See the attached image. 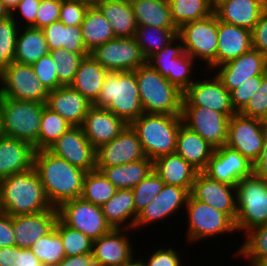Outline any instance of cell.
Here are the masks:
<instances>
[{
	"label": "cell",
	"mask_w": 267,
	"mask_h": 266,
	"mask_svg": "<svg viewBox=\"0 0 267 266\" xmlns=\"http://www.w3.org/2000/svg\"><path fill=\"white\" fill-rule=\"evenodd\" d=\"M48 54L49 49L42 29L34 27H21L19 29L14 61L32 65Z\"/></svg>",
	"instance_id": "836d02e7"
},
{
	"label": "cell",
	"mask_w": 267,
	"mask_h": 266,
	"mask_svg": "<svg viewBox=\"0 0 267 266\" xmlns=\"http://www.w3.org/2000/svg\"><path fill=\"white\" fill-rule=\"evenodd\" d=\"M144 113L181 116L184 93L145 62L135 70Z\"/></svg>",
	"instance_id": "277c9868"
},
{
	"label": "cell",
	"mask_w": 267,
	"mask_h": 266,
	"mask_svg": "<svg viewBox=\"0 0 267 266\" xmlns=\"http://www.w3.org/2000/svg\"><path fill=\"white\" fill-rule=\"evenodd\" d=\"M90 55L109 72L134 71L146 62L134 37H115L96 47Z\"/></svg>",
	"instance_id": "7c38bea8"
},
{
	"label": "cell",
	"mask_w": 267,
	"mask_h": 266,
	"mask_svg": "<svg viewBox=\"0 0 267 266\" xmlns=\"http://www.w3.org/2000/svg\"><path fill=\"white\" fill-rule=\"evenodd\" d=\"M117 191V188L98 170L86 172L81 197L97 206L106 203Z\"/></svg>",
	"instance_id": "60d3db41"
},
{
	"label": "cell",
	"mask_w": 267,
	"mask_h": 266,
	"mask_svg": "<svg viewBox=\"0 0 267 266\" xmlns=\"http://www.w3.org/2000/svg\"><path fill=\"white\" fill-rule=\"evenodd\" d=\"M0 266H45L30 248H0Z\"/></svg>",
	"instance_id": "f907efd6"
},
{
	"label": "cell",
	"mask_w": 267,
	"mask_h": 266,
	"mask_svg": "<svg viewBox=\"0 0 267 266\" xmlns=\"http://www.w3.org/2000/svg\"><path fill=\"white\" fill-rule=\"evenodd\" d=\"M146 157L136 132L128 125L116 138L96 149V170L136 162Z\"/></svg>",
	"instance_id": "2e32d148"
},
{
	"label": "cell",
	"mask_w": 267,
	"mask_h": 266,
	"mask_svg": "<svg viewBox=\"0 0 267 266\" xmlns=\"http://www.w3.org/2000/svg\"><path fill=\"white\" fill-rule=\"evenodd\" d=\"M267 112V74L262 78V82L255 95L249 100L247 105L239 112L243 116L262 119Z\"/></svg>",
	"instance_id": "11a10c76"
},
{
	"label": "cell",
	"mask_w": 267,
	"mask_h": 266,
	"mask_svg": "<svg viewBox=\"0 0 267 266\" xmlns=\"http://www.w3.org/2000/svg\"><path fill=\"white\" fill-rule=\"evenodd\" d=\"M177 36L189 56L202 59L207 69L214 71L218 45V18L214 12L206 18L183 24L178 28Z\"/></svg>",
	"instance_id": "ba28073f"
},
{
	"label": "cell",
	"mask_w": 267,
	"mask_h": 266,
	"mask_svg": "<svg viewBox=\"0 0 267 266\" xmlns=\"http://www.w3.org/2000/svg\"><path fill=\"white\" fill-rule=\"evenodd\" d=\"M252 46L267 57V9L252 29Z\"/></svg>",
	"instance_id": "94428289"
},
{
	"label": "cell",
	"mask_w": 267,
	"mask_h": 266,
	"mask_svg": "<svg viewBox=\"0 0 267 266\" xmlns=\"http://www.w3.org/2000/svg\"><path fill=\"white\" fill-rule=\"evenodd\" d=\"M1 111H2V96L0 94V131H1Z\"/></svg>",
	"instance_id": "34e18365"
},
{
	"label": "cell",
	"mask_w": 267,
	"mask_h": 266,
	"mask_svg": "<svg viewBox=\"0 0 267 266\" xmlns=\"http://www.w3.org/2000/svg\"><path fill=\"white\" fill-rule=\"evenodd\" d=\"M94 107L106 108L128 125L143 113L134 71L108 72Z\"/></svg>",
	"instance_id": "3957f363"
},
{
	"label": "cell",
	"mask_w": 267,
	"mask_h": 266,
	"mask_svg": "<svg viewBox=\"0 0 267 266\" xmlns=\"http://www.w3.org/2000/svg\"><path fill=\"white\" fill-rule=\"evenodd\" d=\"M2 97L46 104L49 91L40 82L31 65L13 61L0 72Z\"/></svg>",
	"instance_id": "30bf717a"
},
{
	"label": "cell",
	"mask_w": 267,
	"mask_h": 266,
	"mask_svg": "<svg viewBox=\"0 0 267 266\" xmlns=\"http://www.w3.org/2000/svg\"><path fill=\"white\" fill-rule=\"evenodd\" d=\"M57 210L58 218L65 225L79 230L93 241L112 229L105 220L102 208L82 197L64 202Z\"/></svg>",
	"instance_id": "8fae6325"
},
{
	"label": "cell",
	"mask_w": 267,
	"mask_h": 266,
	"mask_svg": "<svg viewBox=\"0 0 267 266\" xmlns=\"http://www.w3.org/2000/svg\"><path fill=\"white\" fill-rule=\"evenodd\" d=\"M126 231V232H125ZM128 229H111L93 241V258L99 266H122L134 257ZM125 233V234H124Z\"/></svg>",
	"instance_id": "7402d4cb"
},
{
	"label": "cell",
	"mask_w": 267,
	"mask_h": 266,
	"mask_svg": "<svg viewBox=\"0 0 267 266\" xmlns=\"http://www.w3.org/2000/svg\"><path fill=\"white\" fill-rule=\"evenodd\" d=\"M252 48V31L218 20L216 66L238 58Z\"/></svg>",
	"instance_id": "83f0119b"
},
{
	"label": "cell",
	"mask_w": 267,
	"mask_h": 266,
	"mask_svg": "<svg viewBox=\"0 0 267 266\" xmlns=\"http://www.w3.org/2000/svg\"><path fill=\"white\" fill-rule=\"evenodd\" d=\"M122 266H145L142 259H135L134 257Z\"/></svg>",
	"instance_id": "a7ac6f4b"
},
{
	"label": "cell",
	"mask_w": 267,
	"mask_h": 266,
	"mask_svg": "<svg viewBox=\"0 0 267 266\" xmlns=\"http://www.w3.org/2000/svg\"><path fill=\"white\" fill-rule=\"evenodd\" d=\"M213 78V79H212ZM198 79L184 92L182 107H203L224 113L231 117L237 112L231 103V93L216 76Z\"/></svg>",
	"instance_id": "e0dca14e"
},
{
	"label": "cell",
	"mask_w": 267,
	"mask_h": 266,
	"mask_svg": "<svg viewBox=\"0 0 267 266\" xmlns=\"http://www.w3.org/2000/svg\"><path fill=\"white\" fill-rule=\"evenodd\" d=\"M190 195L194 199L228 214L236 221V188L234 186L213 180L203 172H198Z\"/></svg>",
	"instance_id": "ffe728a7"
},
{
	"label": "cell",
	"mask_w": 267,
	"mask_h": 266,
	"mask_svg": "<svg viewBox=\"0 0 267 266\" xmlns=\"http://www.w3.org/2000/svg\"><path fill=\"white\" fill-rule=\"evenodd\" d=\"M88 8L83 0H62L59 21L66 26H81Z\"/></svg>",
	"instance_id": "db71d44e"
},
{
	"label": "cell",
	"mask_w": 267,
	"mask_h": 266,
	"mask_svg": "<svg viewBox=\"0 0 267 266\" xmlns=\"http://www.w3.org/2000/svg\"><path fill=\"white\" fill-rule=\"evenodd\" d=\"M179 253L173 248H162L152 252V255L143 263L145 266H183Z\"/></svg>",
	"instance_id": "91938a15"
},
{
	"label": "cell",
	"mask_w": 267,
	"mask_h": 266,
	"mask_svg": "<svg viewBox=\"0 0 267 266\" xmlns=\"http://www.w3.org/2000/svg\"><path fill=\"white\" fill-rule=\"evenodd\" d=\"M89 7H97L102 3L112 0H83Z\"/></svg>",
	"instance_id": "89a4df30"
},
{
	"label": "cell",
	"mask_w": 267,
	"mask_h": 266,
	"mask_svg": "<svg viewBox=\"0 0 267 266\" xmlns=\"http://www.w3.org/2000/svg\"><path fill=\"white\" fill-rule=\"evenodd\" d=\"M55 228L61 236L65 256H76L93 252V240L79 230L65 225L59 218Z\"/></svg>",
	"instance_id": "ee69618b"
},
{
	"label": "cell",
	"mask_w": 267,
	"mask_h": 266,
	"mask_svg": "<svg viewBox=\"0 0 267 266\" xmlns=\"http://www.w3.org/2000/svg\"><path fill=\"white\" fill-rule=\"evenodd\" d=\"M209 1H210L211 6L214 9L220 2H222L224 0H209Z\"/></svg>",
	"instance_id": "753ad0ef"
},
{
	"label": "cell",
	"mask_w": 267,
	"mask_h": 266,
	"mask_svg": "<svg viewBox=\"0 0 267 266\" xmlns=\"http://www.w3.org/2000/svg\"><path fill=\"white\" fill-rule=\"evenodd\" d=\"M137 26L177 28L172 21L168 0H130Z\"/></svg>",
	"instance_id": "d590c367"
},
{
	"label": "cell",
	"mask_w": 267,
	"mask_h": 266,
	"mask_svg": "<svg viewBox=\"0 0 267 266\" xmlns=\"http://www.w3.org/2000/svg\"><path fill=\"white\" fill-rule=\"evenodd\" d=\"M185 53L181 39L176 36L161 51L151 55L146 62L158 71L162 77L167 78L172 73L173 59L181 57Z\"/></svg>",
	"instance_id": "7dc6e473"
},
{
	"label": "cell",
	"mask_w": 267,
	"mask_h": 266,
	"mask_svg": "<svg viewBox=\"0 0 267 266\" xmlns=\"http://www.w3.org/2000/svg\"><path fill=\"white\" fill-rule=\"evenodd\" d=\"M54 208L66 201L81 197L86 171L73 166L48 149L35 151L34 165Z\"/></svg>",
	"instance_id": "6da1fadb"
},
{
	"label": "cell",
	"mask_w": 267,
	"mask_h": 266,
	"mask_svg": "<svg viewBox=\"0 0 267 266\" xmlns=\"http://www.w3.org/2000/svg\"><path fill=\"white\" fill-rule=\"evenodd\" d=\"M153 170L167 185L191 191L198 171L176 153L158 157L153 161Z\"/></svg>",
	"instance_id": "f546056e"
},
{
	"label": "cell",
	"mask_w": 267,
	"mask_h": 266,
	"mask_svg": "<svg viewBox=\"0 0 267 266\" xmlns=\"http://www.w3.org/2000/svg\"><path fill=\"white\" fill-rule=\"evenodd\" d=\"M266 9L267 4L263 0H224L213 12L224 23L252 31Z\"/></svg>",
	"instance_id": "4316f807"
},
{
	"label": "cell",
	"mask_w": 267,
	"mask_h": 266,
	"mask_svg": "<svg viewBox=\"0 0 267 266\" xmlns=\"http://www.w3.org/2000/svg\"><path fill=\"white\" fill-rule=\"evenodd\" d=\"M216 76L223 86L231 92L247 79L267 74V57L256 49L243 53L238 58L216 66ZM219 69V70H218Z\"/></svg>",
	"instance_id": "d6986e66"
},
{
	"label": "cell",
	"mask_w": 267,
	"mask_h": 266,
	"mask_svg": "<svg viewBox=\"0 0 267 266\" xmlns=\"http://www.w3.org/2000/svg\"><path fill=\"white\" fill-rule=\"evenodd\" d=\"M41 0H21L18 5L12 10L10 15L16 21L19 19L18 15L23 17L26 23L21 24L20 27H34L35 28V21L37 16V11L39 9ZM16 13L18 15H16ZM17 16V18H16Z\"/></svg>",
	"instance_id": "680465c9"
},
{
	"label": "cell",
	"mask_w": 267,
	"mask_h": 266,
	"mask_svg": "<svg viewBox=\"0 0 267 266\" xmlns=\"http://www.w3.org/2000/svg\"><path fill=\"white\" fill-rule=\"evenodd\" d=\"M3 3V6L9 11V13L12 12V10L18 5V3L21 0H0Z\"/></svg>",
	"instance_id": "003e7915"
},
{
	"label": "cell",
	"mask_w": 267,
	"mask_h": 266,
	"mask_svg": "<svg viewBox=\"0 0 267 266\" xmlns=\"http://www.w3.org/2000/svg\"><path fill=\"white\" fill-rule=\"evenodd\" d=\"M182 123L181 116L143 113L129 125L136 132L147 158L154 161L175 153Z\"/></svg>",
	"instance_id": "5b68a950"
},
{
	"label": "cell",
	"mask_w": 267,
	"mask_h": 266,
	"mask_svg": "<svg viewBox=\"0 0 267 266\" xmlns=\"http://www.w3.org/2000/svg\"><path fill=\"white\" fill-rule=\"evenodd\" d=\"M53 208L34 167L0 180V211L13 217Z\"/></svg>",
	"instance_id": "7a4b0ae2"
},
{
	"label": "cell",
	"mask_w": 267,
	"mask_h": 266,
	"mask_svg": "<svg viewBox=\"0 0 267 266\" xmlns=\"http://www.w3.org/2000/svg\"><path fill=\"white\" fill-rule=\"evenodd\" d=\"M108 72L91 55H88L80 61L70 86L93 104L101 93Z\"/></svg>",
	"instance_id": "1f68e13d"
},
{
	"label": "cell",
	"mask_w": 267,
	"mask_h": 266,
	"mask_svg": "<svg viewBox=\"0 0 267 266\" xmlns=\"http://www.w3.org/2000/svg\"><path fill=\"white\" fill-rule=\"evenodd\" d=\"M236 229L245 234L253 227L267 224V180L254 174L236 185Z\"/></svg>",
	"instance_id": "52a82bcc"
},
{
	"label": "cell",
	"mask_w": 267,
	"mask_h": 266,
	"mask_svg": "<svg viewBox=\"0 0 267 266\" xmlns=\"http://www.w3.org/2000/svg\"><path fill=\"white\" fill-rule=\"evenodd\" d=\"M178 33V28L138 26L134 35L140 50L147 60L155 52L161 51Z\"/></svg>",
	"instance_id": "74e56055"
},
{
	"label": "cell",
	"mask_w": 267,
	"mask_h": 266,
	"mask_svg": "<svg viewBox=\"0 0 267 266\" xmlns=\"http://www.w3.org/2000/svg\"><path fill=\"white\" fill-rule=\"evenodd\" d=\"M164 185V181L153 170L146 178L132 188L134 194L133 200L136 208V219L138 213L161 192Z\"/></svg>",
	"instance_id": "c3c4849f"
},
{
	"label": "cell",
	"mask_w": 267,
	"mask_h": 266,
	"mask_svg": "<svg viewBox=\"0 0 267 266\" xmlns=\"http://www.w3.org/2000/svg\"><path fill=\"white\" fill-rule=\"evenodd\" d=\"M265 75H257L247 79L241 86L232 90L231 103L234 110L239 113L249 102V100L255 95V92L261 85L262 78Z\"/></svg>",
	"instance_id": "f5cc1de1"
},
{
	"label": "cell",
	"mask_w": 267,
	"mask_h": 266,
	"mask_svg": "<svg viewBox=\"0 0 267 266\" xmlns=\"http://www.w3.org/2000/svg\"><path fill=\"white\" fill-rule=\"evenodd\" d=\"M30 249L45 266H57L65 257L61 236L56 228L38 239Z\"/></svg>",
	"instance_id": "7bdbcfd3"
},
{
	"label": "cell",
	"mask_w": 267,
	"mask_h": 266,
	"mask_svg": "<svg viewBox=\"0 0 267 266\" xmlns=\"http://www.w3.org/2000/svg\"><path fill=\"white\" fill-rule=\"evenodd\" d=\"M260 266H267V261L262 263Z\"/></svg>",
	"instance_id": "11e5206c"
},
{
	"label": "cell",
	"mask_w": 267,
	"mask_h": 266,
	"mask_svg": "<svg viewBox=\"0 0 267 266\" xmlns=\"http://www.w3.org/2000/svg\"><path fill=\"white\" fill-rule=\"evenodd\" d=\"M9 11L3 6V3L0 1V20L9 16Z\"/></svg>",
	"instance_id": "2644e50d"
},
{
	"label": "cell",
	"mask_w": 267,
	"mask_h": 266,
	"mask_svg": "<svg viewBox=\"0 0 267 266\" xmlns=\"http://www.w3.org/2000/svg\"><path fill=\"white\" fill-rule=\"evenodd\" d=\"M49 51L61 49L64 43V24L61 21L53 22L43 29Z\"/></svg>",
	"instance_id": "6125c7cd"
},
{
	"label": "cell",
	"mask_w": 267,
	"mask_h": 266,
	"mask_svg": "<svg viewBox=\"0 0 267 266\" xmlns=\"http://www.w3.org/2000/svg\"><path fill=\"white\" fill-rule=\"evenodd\" d=\"M71 127L58 113L53 112L45 106L40 123L38 150L48 149Z\"/></svg>",
	"instance_id": "b9f144b4"
},
{
	"label": "cell",
	"mask_w": 267,
	"mask_h": 266,
	"mask_svg": "<svg viewBox=\"0 0 267 266\" xmlns=\"http://www.w3.org/2000/svg\"><path fill=\"white\" fill-rule=\"evenodd\" d=\"M153 171V161L144 158L123 165L104 167L101 172L117 189H132Z\"/></svg>",
	"instance_id": "e575fe53"
},
{
	"label": "cell",
	"mask_w": 267,
	"mask_h": 266,
	"mask_svg": "<svg viewBox=\"0 0 267 266\" xmlns=\"http://www.w3.org/2000/svg\"><path fill=\"white\" fill-rule=\"evenodd\" d=\"M181 117L185 126L215 149L226 145L230 119L228 115L203 107H182Z\"/></svg>",
	"instance_id": "5bb4252c"
},
{
	"label": "cell",
	"mask_w": 267,
	"mask_h": 266,
	"mask_svg": "<svg viewBox=\"0 0 267 266\" xmlns=\"http://www.w3.org/2000/svg\"><path fill=\"white\" fill-rule=\"evenodd\" d=\"M245 241L236 251L238 258L249 260L250 266H260L267 261V224L253 227L245 234Z\"/></svg>",
	"instance_id": "f35d334b"
},
{
	"label": "cell",
	"mask_w": 267,
	"mask_h": 266,
	"mask_svg": "<svg viewBox=\"0 0 267 266\" xmlns=\"http://www.w3.org/2000/svg\"><path fill=\"white\" fill-rule=\"evenodd\" d=\"M188 216L187 242H199L201 239L237 231L235 221L226 213L200 202L189 195L184 207Z\"/></svg>",
	"instance_id": "9c48e42d"
},
{
	"label": "cell",
	"mask_w": 267,
	"mask_h": 266,
	"mask_svg": "<svg viewBox=\"0 0 267 266\" xmlns=\"http://www.w3.org/2000/svg\"><path fill=\"white\" fill-rule=\"evenodd\" d=\"M209 178L236 187L237 183L253 174V163L227 145L214 150L206 169Z\"/></svg>",
	"instance_id": "ac0fdd59"
},
{
	"label": "cell",
	"mask_w": 267,
	"mask_h": 266,
	"mask_svg": "<svg viewBox=\"0 0 267 266\" xmlns=\"http://www.w3.org/2000/svg\"><path fill=\"white\" fill-rule=\"evenodd\" d=\"M58 75V81L63 86L70 85L78 70L80 61L84 58L80 53L71 52L64 48L49 51Z\"/></svg>",
	"instance_id": "bcb514c9"
},
{
	"label": "cell",
	"mask_w": 267,
	"mask_h": 266,
	"mask_svg": "<svg viewBox=\"0 0 267 266\" xmlns=\"http://www.w3.org/2000/svg\"><path fill=\"white\" fill-rule=\"evenodd\" d=\"M128 124L106 108L92 106L82 128L89 142L97 149L116 138Z\"/></svg>",
	"instance_id": "d4e9b609"
},
{
	"label": "cell",
	"mask_w": 267,
	"mask_h": 266,
	"mask_svg": "<svg viewBox=\"0 0 267 266\" xmlns=\"http://www.w3.org/2000/svg\"><path fill=\"white\" fill-rule=\"evenodd\" d=\"M31 66L37 78L48 91H52L59 88L60 86H63L58 81L55 63L52 60L50 54L43 56Z\"/></svg>",
	"instance_id": "816d5d0a"
},
{
	"label": "cell",
	"mask_w": 267,
	"mask_h": 266,
	"mask_svg": "<svg viewBox=\"0 0 267 266\" xmlns=\"http://www.w3.org/2000/svg\"><path fill=\"white\" fill-rule=\"evenodd\" d=\"M261 123L264 126V128L267 130V112L266 114L262 117Z\"/></svg>",
	"instance_id": "8c879c8a"
},
{
	"label": "cell",
	"mask_w": 267,
	"mask_h": 266,
	"mask_svg": "<svg viewBox=\"0 0 267 266\" xmlns=\"http://www.w3.org/2000/svg\"><path fill=\"white\" fill-rule=\"evenodd\" d=\"M46 104L2 97L0 134L31 144L38 151L42 113Z\"/></svg>",
	"instance_id": "8992f818"
},
{
	"label": "cell",
	"mask_w": 267,
	"mask_h": 266,
	"mask_svg": "<svg viewBox=\"0 0 267 266\" xmlns=\"http://www.w3.org/2000/svg\"><path fill=\"white\" fill-rule=\"evenodd\" d=\"M62 0H41L37 11L35 28L43 29L59 21Z\"/></svg>",
	"instance_id": "9f6ffc18"
},
{
	"label": "cell",
	"mask_w": 267,
	"mask_h": 266,
	"mask_svg": "<svg viewBox=\"0 0 267 266\" xmlns=\"http://www.w3.org/2000/svg\"><path fill=\"white\" fill-rule=\"evenodd\" d=\"M97 8L111 24L115 37H134L138 26L130 0H112Z\"/></svg>",
	"instance_id": "d6a6232c"
},
{
	"label": "cell",
	"mask_w": 267,
	"mask_h": 266,
	"mask_svg": "<svg viewBox=\"0 0 267 266\" xmlns=\"http://www.w3.org/2000/svg\"><path fill=\"white\" fill-rule=\"evenodd\" d=\"M19 24L11 15L0 20V72L14 61Z\"/></svg>",
	"instance_id": "f6af8a7d"
},
{
	"label": "cell",
	"mask_w": 267,
	"mask_h": 266,
	"mask_svg": "<svg viewBox=\"0 0 267 266\" xmlns=\"http://www.w3.org/2000/svg\"><path fill=\"white\" fill-rule=\"evenodd\" d=\"M266 133L261 119L236 113L229 119L226 145L254 163L261 153Z\"/></svg>",
	"instance_id": "4fadbf2b"
},
{
	"label": "cell",
	"mask_w": 267,
	"mask_h": 266,
	"mask_svg": "<svg viewBox=\"0 0 267 266\" xmlns=\"http://www.w3.org/2000/svg\"><path fill=\"white\" fill-rule=\"evenodd\" d=\"M57 219V208L36 214L13 216L15 246L30 248L38 239L55 228Z\"/></svg>",
	"instance_id": "603a6c76"
},
{
	"label": "cell",
	"mask_w": 267,
	"mask_h": 266,
	"mask_svg": "<svg viewBox=\"0 0 267 266\" xmlns=\"http://www.w3.org/2000/svg\"><path fill=\"white\" fill-rule=\"evenodd\" d=\"M48 150L86 172L96 170V148L85 136L82 126H72Z\"/></svg>",
	"instance_id": "9a60e30c"
},
{
	"label": "cell",
	"mask_w": 267,
	"mask_h": 266,
	"mask_svg": "<svg viewBox=\"0 0 267 266\" xmlns=\"http://www.w3.org/2000/svg\"><path fill=\"white\" fill-rule=\"evenodd\" d=\"M253 174L267 180V133L258 159L253 163Z\"/></svg>",
	"instance_id": "03108f58"
},
{
	"label": "cell",
	"mask_w": 267,
	"mask_h": 266,
	"mask_svg": "<svg viewBox=\"0 0 267 266\" xmlns=\"http://www.w3.org/2000/svg\"><path fill=\"white\" fill-rule=\"evenodd\" d=\"M82 37L87 51L115 38L109 21L97 7H89L81 24Z\"/></svg>",
	"instance_id": "8d00e7d4"
},
{
	"label": "cell",
	"mask_w": 267,
	"mask_h": 266,
	"mask_svg": "<svg viewBox=\"0 0 267 266\" xmlns=\"http://www.w3.org/2000/svg\"><path fill=\"white\" fill-rule=\"evenodd\" d=\"M194 58L185 53L173 59L172 73L166 78L183 93L195 82L191 78V68L196 64Z\"/></svg>",
	"instance_id": "681fc988"
},
{
	"label": "cell",
	"mask_w": 267,
	"mask_h": 266,
	"mask_svg": "<svg viewBox=\"0 0 267 266\" xmlns=\"http://www.w3.org/2000/svg\"><path fill=\"white\" fill-rule=\"evenodd\" d=\"M93 104L70 85L49 91L46 107L58 113L71 126H82Z\"/></svg>",
	"instance_id": "cb8c5ba5"
},
{
	"label": "cell",
	"mask_w": 267,
	"mask_h": 266,
	"mask_svg": "<svg viewBox=\"0 0 267 266\" xmlns=\"http://www.w3.org/2000/svg\"><path fill=\"white\" fill-rule=\"evenodd\" d=\"M35 148L28 142L0 134V180L30 170Z\"/></svg>",
	"instance_id": "484cf974"
},
{
	"label": "cell",
	"mask_w": 267,
	"mask_h": 266,
	"mask_svg": "<svg viewBox=\"0 0 267 266\" xmlns=\"http://www.w3.org/2000/svg\"><path fill=\"white\" fill-rule=\"evenodd\" d=\"M171 18L177 28L183 24L200 20L213 13L209 0H168Z\"/></svg>",
	"instance_id": "ab89813d"
},
{
	"label": "cell",
	"mask_w": 267,
	"mask_h": 266,
	"mask_svg": "<svg viewBox=\"0 0 267 266\" xmlns=\"http://www.w3.org/2000/svg\"><path fill=\"white\" fill-rule=\"evenodd\" d=\"M62 48L71 52L80 53L83 57L90 55L85 47L81 26H66L64 24V43L62 44Z\"/></svg>",
	"instance_id": "6f0895ef"
},
{
	"label": "cell",
	"mask_w": 267,
	"mask_h": 266,
	"mask_svg": "<svg viewBox=\"0 0 267 266\" xmlns=\"http://www.w3.org/2000/svg\"><path fill=\"white\" fill-rule=\"evenodd\" d=\"M132 189H117L101 208L105 220L113 229H133L136 221ZM125 224V225H124Z\"/></svg>",
	"instance_id": "4dcf8cb0"
},
{
	"label": "cell",
	"mask_w": 267,
	"mask_h": 266,
	"mask_svg": "<svg viewBox=\"0 0 267 266\" xmlns=\"http://www.w3.org/2000/svg\"><path fill=\"white\" fill-rule=\"evenodd\" d=\"M95 260L92 253L65 256L57 266H94Z\"/></svg>",
	"instance_id": "e7e4bbea"
},
{
	"label": "cell",
	"mask_w": 267,
	"mask_h": 266,
	"mask_svg": "<svg viewBox=\"0 0 267 266\" xmlns=\"http://www.w3.org/2000/svg\"><path fill=\"white\" fill-rule=\"evenodd\" d=\"M189 195L186 188L165 184L161 192L138 213L134 230L174 215L181 210L180 207L186 206Z\"/></svg>",
	"instance_id": "44dd1931"
},
{
	"label": "cell",
	"mask_w": 267,
	"mask_h": 266,
	"mask_svg": "<svg viewBox=\"0 0 267 266\" xmlns=\"http://www.w3.org/2000/svg\"><path fill=\"white\" fill-rule=\"evenodd\" d=\"M15 246L13 217L0 211V248Z\"/></svg>",
	"instance_id": "be15d7a7"
},
{
	"label": "cell",
	"mask_w": 267,
	"mask_h": 266,
	"mask_svg": "<svg viewBox=\"0 0 267 266\" xmlns=\"http://www.w3.org/2000/svg\"><path fill=\"white\" fill-rule=\"evenodd\" d=\"M215 148L183 123L179 128L175 153L184 158L198 172H203Z\"/></svg>",
	"instance_id": "f1b7e54d"
}]
</instances>
